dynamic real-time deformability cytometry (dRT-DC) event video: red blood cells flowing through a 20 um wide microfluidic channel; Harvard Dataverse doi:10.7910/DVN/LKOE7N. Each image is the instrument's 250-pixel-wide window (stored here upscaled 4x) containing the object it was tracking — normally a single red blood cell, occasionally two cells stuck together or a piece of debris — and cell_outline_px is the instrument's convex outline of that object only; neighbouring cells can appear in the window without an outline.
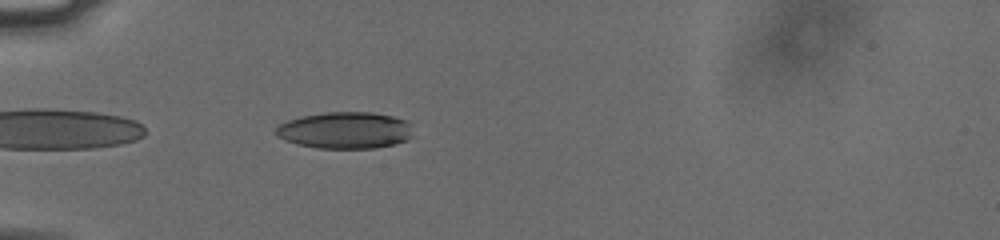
{"species": "human", "species_latin": "Homo sapiens", "temperature_condition": "cold", "stored_images_in_passage": 39, "camera_frame_rate_fps": 3000, "um_per_image_px": 0.085, "donor": {"sex": "male"}, "frame": {"image": 1, "passage_image": 2, "time_ms": 0.333, "image_size_px": [1000, 240], "cell_outline_px": [[412, 136], [408, 140], [396, 144], [376, 148], [316, 148], [296, 144], [284, 140], [276, 136], [276, 128], [280, 124], [288, 120], [300, 116], [324, 112], [372, 112], [392, 116], [404, 120], [408, 124]], "centroid_in_image_um": [29.3, 11.08], "position_along_channel_um": 55.7, "area_um2": 29.42}}
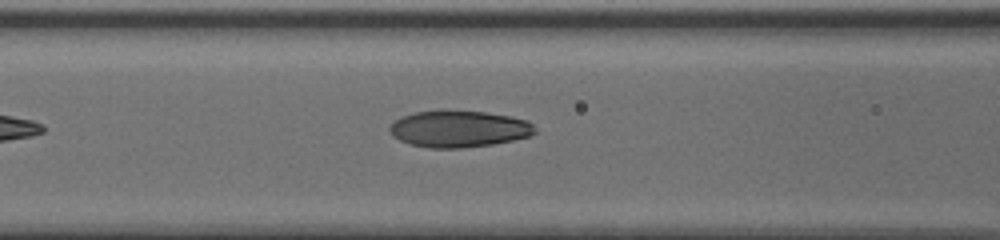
{"frame": {"image": 2, "passage_image": 9, "time_ms": 2.667, "image_size_px": [1000, 240], "cell_outline_px": [[536, 132], [528, 136], [512, 140], [492, 144], [460, 148], [428, 148], [412, 144], [400, 140], [392, 136], [388, 132], [388, 128], [400, 116], [416, 112], [484, 112], [508, 116], [528, 120], [532, 124]], "centroid_in_image_um": [38.98, 10.98], "position_along_channel_um": 127.6, "area_um2": 30.4}}
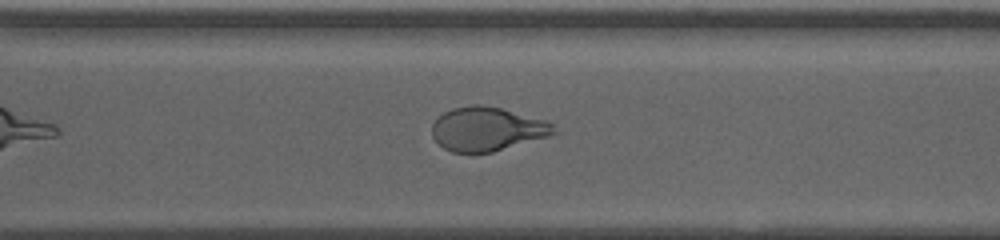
{"frame": {"image": 3, "passage_image": 25, "time_ms": 8.0, "image_size_px": [1000, 240], "cell_outline_px": [[560, 132], [548, 136], [492, 152], [452, 152], [444, 148], [432, 136], [432, 124], [436, 116], [452, 108], [472, 104], [480, 104], [500, 108], [544, 120], [552, 124]], "centroid_in_image_um": [41.38, 10.95], "position_along_channel_um": 329.2, "area_um2": 31.04}, "authors_computed_cell_mechanics": {"area_um2": 31.501, "velocity_mm_per_s": 3.7906, "shape_relaxation_time_tau1_ms": 8.6723, "shape_relaxation_time_tau2_ms": 1.1837, "deformation_change_tau1": 0.2396, "deformation_change_tau2": 0.0689}}